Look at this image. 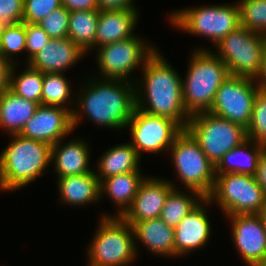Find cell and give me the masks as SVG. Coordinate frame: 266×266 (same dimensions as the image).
I'll return each mask as SVG.
<instances>
[{
  "mask_svg": "<svg viewBox=\"0 0 266 266\" xmlns=\"http://www.w3.org/2000/svg\"><path fill=\"white\" fill-rule=\"evenodd\" d=\"M76 93L72 123L78 128L84 115L97 126L117 131L126 129L135 106V85L121 79H85ZM78 96V97H77Z\"/></svg>",
  "mask_w": 266,
  "mask_h": 266,
  "instance_id": "obj_1",
  "label": "cell"
},
{
  "mask_svg": "<svg viewBox=\"0 0 266 266\" xmlns=\"http://www.w3.org/2000/svg\"><path fill=\"white\" fill-rule=\"evenodd\" d=\"M143 78L135 80V106L148 114L176 121L186 128L190 115L187 113L182 97V76L156 52L141 69ZM138 81V83H137ZM140 83V84H139Z\"/></svg>",
  "mask_w": 266,
  "mask_h": 266,
  "instance_id": "obj_2",
  "label": "cell"
},
{
  "mask_svg": "<svg viewBox=\"0 0 266 266\" xmlns=\"http://www.w3.org/2000/svg\"><path fill=\"white\" fill-rule=\"evenodd\" d=\"M11 142L0 153V191L9 192L28 186L50 172L51 148L48 143L19 134L8 135Z\"/></svg>",
  "mask_w": 266,
  "mask_h": 266,
  "instance_id": "obj_3",
  "label": "cell"
},
{
  "mask_svg": "<svg viewBox=\"0 0 266 266\" xmlns=\"http://www.w3.org/2000/svg\"><path fill=\"white\" fill-rule=\"evenodd\" d=\"M186 77L182 78L183 104L191 116L208 112L220 85L230 76L226 64L209 48L192 51Z\"/></svg>",
  "mask_w": 266,
  "mask_h": 266,
  "instance_id": "obj_4",
  "label": "cell"
},
{
  "mask_svg": "<svg viewBox=\"0 0 266 266\" xmlns=\"http://www.w3.org/2000/svg\"><path fill=\"white\" fill-rule=\"evenodd\" d=\"M89 246L87 266H128L137 254L133 227L122 217L102 213Z\"/></svg>",
  "mask_w": 266,
  "mask_h": 266,
  "instance_id": "obj_5",
  "label": "cell"
},
{
  "mask_svg": "<svg viewBox=\"0 0 266 266\" xmlns=\"http://www.w3.org/2000/svg\"><path fill=\"white\" fill-rule=\"evenodd\" d=\"M230 4H212L173 10L168 16V21L172 27L181 32L184 31L195 37L205 36L215 46L241 25L238 2Z\"/></svg>",
  "mask_w": 266,
  "mask_h": 266,
  "instance_id": "obj_6",
  "label": "cell"
},
{
  "mask_svg": "<svg viewBox=\"0 0 266 266\" xmlns=\"http://www.w3.org/2000/svg\"><path fill=\"white\" fill-rule=\"evenodd\" d=\"M168 152L183 188L198 191L207 198L215 183V165L207 158L198 142L184 129Z\"/></svg>",
  "mask_w": 266,
  "mask_h": 266,
  "instance_id": "obj_7",
  "label": "cell"
},
{
  "mask_svg": "<svg viewBox=\"0 0 266 266\" xmlns=\"http://www.w3.org/2000/svg\"><path fill=\"white\" fill-rule=\"evenodd\" d=\"M211 205L217 204L225 216L259 214L266 196L254 175L226 173L216 174L211 194Z\"/></svg>",
  "mask_w": 266,
  "mask_h": 266,
  "instance_id": "obj_8",
  "label": "cell"
},
{
  "mask_svg": "<svg viewBox=\"0 0 266 266\" xmlns=\"http://www.w3.org/2000/svg\"><path fill=\"white\" fill-rule=\"evenodd\" d=\"M185 129L215 166L228 151L247 140L243 126L209 111L191 115Z\"/></svg>",
  "mask_w": 266,
  "mask_h": 266,
  "instance_id": "obj_9",
  "label": "cell"
},
{
  "mask_svg": "<svg viewBox=\"0 0 266 266\" xmlns=\"http://www.w3.org/2000/svg\"><path fill=\"white\" fill-rule=\"evenodd\" d=\"M266 37L241 25L219 41L214 53L230 75L256 79L262 69ZM217 50V51H216Z\"/></svg>",
  "mask_w": 266,
  "mask_h": 266,
  "instance_id": "obj_10",
  "label": "cell"
},
{
  "mask_svg": "<svg viewBox=\"0 0 266 266\" xmlns=\"http://www.w3.org/2000/svg\"><path fill=\"white\" fill-rule=\"evenodd\" d=\"M141 39L139 35L110 43L96 49L95 61L98 66L96 77L101 79H121L135 83L130 78L136 68L145 62L156 52L157 48ZM100 75V76H99ZM99 76V77H98Z\"/></svg>",
  "mask_w": 266,
  "mask_h": 266,
  "instance_id": "obj_11",
  "label": "cell"
},
{
  "mask_svg": "<svg viewBox=\"0 0 266 266\" xmlns=\"http://www.w3.org/2000/svg\"><path fill=\"white\" fill-rule=\"evenodd\" d=\"M129 128L131 141L142 158L143 153H168L176 137L184 130L176 121L148 114L137 108L126 127Z\"/></svg>",
  "mask_w": 266,
  "mask_h": 266,
  "instance_id": "obj_12",
  "label": "cell"
},
{
  "mask_svg": "<svg viewBox=\"0 0 266 266\" xmlns=\"http://www.w3.org/2000/svg\"><path fill=\"white\" fill-rule=\"evenodd\" d=\"M258 90L256 79L230 75L218 88L209 112L247 129Z\"/></svg>",
  "mask_w": 266,
  "mask_h": 266,
  "instance_id": "obj_13",
  "label": "cell"
},
{
  "mask_svg": "<svg viewBox=\"0 0 266 266\" xmlns=\"http://www.w3.org/2000/svg\"><path fill=\"white\" fill-rule=\"evenodd\" d=\"M231 223L232 242L247 266L266 264V226L259 214L224 216Z\"/></svg>",
  "mask_w": 266,
  "mask_h": 266,
  "instance_id": "obj_14",
  "label": "cell"
},
{
  "mask_svg": "<svg viewBox=\"0 0 266 266\" xmlns=\"http://www.w3.org/2000/svg\"><path fill=\"white\" fill-rule=\"evenodd\" d=\"M72 113L57 106L39 105L19 135L54 145L73 133Z\"/></svg>",
  "mask_w": 266,
  "mask_h": 266,
  "instance_id": "obj_15",
  "label": "cell"
},
{
  "mask_svg": "<svg viewBox=\"0 0 266 266\" xmlns=\"http://www.w3.org/2000/svg\"><path fill=\"white\" fill-rule=\"evenodd\" d=\"M173 180L146 176L132 205L121 216L131 226L139 221L160 218L168 194L176 187Z\"/></svg>",
  "mask_w": 266,
  "mask_h": 266,
  "instance_id": "obj_16",
  "label": "cell"
},
{
  "mask_svg": "<svg viewBox=\"0 0 266 266\" xmlns=\"http://www.w3.org/2000/svg\"><path fill=\"white\" fill-rule=\"evenodd\" d=\"M210 204V200L204 198L174 228L175 258L203 249L209 243L212 222L208 217V208L206 207H209Z\"/></svg>",
  "mask_w": 266,
  "mask_h": 266,
  "instance_id": "obj_17",
  "label": "cell"
},
{
  "mask_svg": "<svg viewBox=\"0 0 266 266\" xmlns=\"http://www.w3.org/2000/svg\"><path fill=\"white\" fill-rule=\"evenodd\" d=\"M86 53L69 38L51 39L28 64L43 73H64Z\"/></svg>",
  "mask_w": 266,
  "mask_h": 266,
  "instance_id": "obj_18",
  "label": "cell"
},
{
  "mask_svg": "<svg viewBox=\"0 0 266 266\" xmlns=\"http://www.w3.org/2000/svg\"><path fill=\"white\" fill-rule=\"evenodd\" d=\"M63 142V143H62ZM91 148L84 139H71L67 143L61 139L52 145L51 164L57 178L85 174L93 171L89 166Z\"/></svg>",
  "mask_w": 266,
  "mask_h": 266,
  "instance_id": "obj_19",
  "label": "cell"
},
{
  "mask_svg": "<svg viewBox=\"0 0 266 266\" xmlns=\"http://www.w3.org/2000/svg\"><path fill=\"white\" fill-rule=\"evenodd\" d=\"M135 246L138 254V245L153 255L175 258L174 228L166 225L160 218L139 221L133 226Z\"/></svg>",
  "mask_w": 266,
  "mask_h": 266,
  "instance_id": "obj_20",
  "label": "cell"
},
{
  "mask_svg": "<svg viewBox=\"0 0 266 266\" xmlns=\"http://www.w3.org/2000/svg\"><path fill=\"white\" fill-rule=\"evenodd\" d=\"M138 10L99 11L95 50L103 45L133 37L139 20Z\"/></svg>",
  "mask_w": 266,
  "mask_h": 266,
  "instance_id": "obj_21",
  "label": "cell"
},
{
  "mask_svg": "<svg viewBox=\"0 0 266 266\" xmlns=\"http://www.w3.org/2000/svg\"><path fill=\"white\" fill-rule=\"evenodd\" d=\"M56 182L61 204L83 207L101 200L100 182L95 170L85 174L60 177Z\"/></svg>",
  "mask_w": 266,
  "mask_h": 266,
  "instance_id": "obj_22",
  "label": "cell"
},
{
  "mask_svg": "<svg viewBox=\"0 0 266 266\" xmlns=\"http://www.w3.org/2000/svg\"><path fill=\"white\" fill-rule=\"evenodd\" d=\"M146 176L141 171H135L111 176L100 182V198L108 196L117 210L114 215L109 214L110 216L121 217L127 211Z\"/></svg>",
  "mask_w": 266,
  "mask_h": 266,
  "instance_id": "obj_23",
  "label": "cell"
},
{
  "mask_svg": "<svg viewBox=\"0 0 266 266\" xmlns=\"http://www.w3.org/2000/svg\"><path fill=\"white\" fill-rule=\"evenodd\" d=\"M135 148L128 142L112 146L99 157L95 173L101 182L105 178L140 171V160Z\"/></svg>",
  "mask_w": 266,
  "mask_h": 266,
  "instance_id": "obj_24",
  "label": "cell"
},
{
  "mask_svg": "<svg viewBox=\"0 0 266 266\" xmlns=\"http://www.w3.org/2000/svg\"><path fill=\"white\" fill-rule=\"evenodd\" d=\"M38 106V103L6 90L0 96V128L8 135L19 134Z\"/></svg>",
  "mask_w": 266,
  "mask_h": 266,
  "instance_id": "obj_25",
  "label": "cell"
},
{
  "mask_svg": "<svg viewBox=\"0 0 266 266\" xmlns=\"http://www.w3.org/2000/svg\"><path fill=\"white\" fill-rule=\"evenodd\" d=\"M263 145L247 139L238 147L228 151L215 166V174L239 173L255 175Z\"/></svg>",
  "mask_w": 266,
  "mask_h": 266,
  "instance_id": "obj_26",
  "label": "cell"
},
{
  "mask_svg": "<svg viewBox=\"0 0 266 266\" xmlns=\"http://www.w3.org/2000/svg\"><path fill=\"white\" fill-rule=\"evenodd\" d=\"M99 10L72 11L68 27V38L87 55L95 51V37Z\"/></svg>",
  "mask_w": 266,
  "mask_h": 266,
  "instance_id": "obj_27",
  "label": "cell"
},
{
  "mask_svg": "<svg viewBox=\"0 0 266 266\" xmlns=\"http://www.w3.org/2000/svg\"><path fill=\"white\" fill-rule=\"evenodd\" d=\"M204 198L198 191L188 189L187 193L177 186L168 194L160 219L166 225L175 228Z\"/></svg>",
  "mask_w": 266,
  "mask_h": 266,
  "instance_id": "obj_28",
  "label": "cell"
},
{
  "mask_svg": "<svg viewBox=\"0 0 266 266\" xmlns=\"http://www.w3.org/2000/svg\"><path fill=\"white\" fill-rule=\"evenodd\" d=\"M16 67H19L17 66V63L13 64L10 74L9 89L21 98H25L42 105L44 73L31 67L28 63H25L26 69H23L21 73H18Z\"/></svg>",
  "mask_w": 266,
  "mask_h": 266,
  "instance_id": "obj_29",
  "label": "cell"
},
{
  "mask_svg": "<svg viewBox=\"0 0 266 266\" xmlns=\"http://www.w3.org/2000/svg\"><path fill=\"white\" fill-rule=\"evenodd\" d=\"M64 75V73H44L42 105L62 107L72 113L74 107L71 103L75 104L76 94L72 92V85Z\"/></svg>",
  "mask_w": 266,
  "mask_h": 266,
  "instance_id": "obj_30",
  "label": "cell"
},
{
  "mask_svg": "<svg viewBox=\"0 0 266 266\" xmlns=\"http://www.w3.org/2000/svg\"><path fill=\"white\" fill-rule=\"evenodd\" d=\"M24 52H26L25 23L20 22L0 28V56L16 64L18 61L13 58Z\"/></svg>",
  "mask_w": 266,
  "mask_h": 266,
  "instance_id": "obj_31",
  "label": "cell"
},
{
  "mask_svg": "<svg viewBox=\"0 0 266 266\" xmlns=\"http://www.w3.org/2000/svg\"><path fill=\"white\" fill-rule=\"evenodd\" d=\"M240 24L266 37V0H238Z\"/></svg>",
  "mask_w": 266,
  "mask_h": 266,
  "instance_id": "obj_32",
  "label": "cell"
},
{
  "mask_svg": "<svg viewBox=\"0 0 266 266\" xmlns=\"http://www.w3.org/2000/svg\"><path fill=\"white\" fill-rule=\"evenodd\" d=\"M247 139L257 144L266 143V91L259 89L254 99L252 118L246 129Z\"/></svg>",
  "mask_w": 266,
  "mask_h": 266,
  "instance_id": "obj_33",
  "label": "cell"
},
{
  "mask_svg": "<svg viewBox=\"0 0 266 266\" xmlns=\"http://www.w3.org/2000/svg\"><path fill=\"white\" fill-rule=\"evenodd\" d=\"M70 11L64 6L51 12L38 25L48 34L51 39L68 38Z\"/></svg>",
  "mask_w": 266,
  "mask_h": 266,
  "instance_id": "obj_34",
  "label": "cell"
},
{
  "mask_svg": "<svg viewBox=\"0 0 266 266\" xmlns=\"http://www.w3.org/2000/svg\"><path fill=\"white\" fill-rule=\"evenodd\" d=\"M60 7L61 0H24L23 23L38 24Z\"/></svg>",
  "mask_w": 266,
  "mask_h": 266,
  "instance_id": "obj_35",
  "label": "cell"
},
{
  "mask_svg": "<svg viewBox=\"0 0 266 266\" xmlns=\"http://www.w3.org/2000/svg\"><path fill=\"white\" fill-rule=\"evenodd\" d=\"M26 33V55L24 61H28L34 57L50 40L48 34L38 25L34 23H25Z\"/></svg>",
  "mask_w": 266,
  "mask_h": 266,
  "instance_id": "obj_36",
  "label": "cell"
},
{
  "mask_svg": "<svg viewBox=\"0 0 266 266\" xmlns=\"http://www.w3.org/2000/svg\"><path fill=\"white\" fill-rule=\"evenodd\" d=\"M24 0H0V28L23 22Z\"/></svg>",
  "mask_w": 266,
  "mask_h": 266,
  "instance_id": "obj_37",
  "label": "cell"
},
{
  "mask_svg": "<svg viewBox=\"0 0 266 266\" xmlns=\"http://www.w3.org/2000/svg\"><path fill=\"white\" fill-rule=\"evenodd\" d=\"M135 1V0H134ZM133 0H96L99 11L106 10H138Z\"/></svg>",
  "mask_w": 266,
  "mask_h": 266,
  "instance_id": "obj_38",
  "label": "cell"
},
{
  "mask_svg": "<svg viewBox=\"0 0 266 266\" xmlns=\"http://www.w3.org/2000/svg\"><path fill=\"white\" fill-rule=\"evenodd\" d=\"M68 11L98 10L96 0H61Z\"/></svg>",
  "mask_w": 266,
  "mask_h": 266,
  "instance_id": "obj_39",
  "label": "cell"
},
{
  "mask_svg": "<svg viewBox=\"0 0 266 266\" xmlns=\"http://www.w3.org/2000/svg\"><path fill=\"white\" fill-rule=\"evenodd\" d=\"M13 64L0 56V96L9 89Z\"/></svg>",
  "mask_w": 266,
  "mask_h": 266,
  "instance_id": "obj_40",
  "label": "cell"
},
{
  "mask_svg": "<svg viewBox=\"0 0 266 266\" xmlns=\"http://www.w3.org/2000/svg\"><path fill=\"white\" fill-rule=\"evenodd\" d=\"M257 183L262 188L264 195L266 196V154L262 153L259 157L257 171L254 175Z\"/></svg>",
  "mask_w": 266,
  "mask_h": 266,
  "instance_id": "obj_41",
  "label": "cell"
},
{
  "mask_svg": "<svg viewBox=\"0 0 266 266\" xmlns=\"http://www.w3.org/2000/svg\"><path fill=\"white\" fill-rule=\"evenodd\" d=\"M256 83L259 89L266 91V44H265V51L263 55L262 69H261L259 76L256 78Z\"/></svg>",
  "mask_w": 266,
  "mask_h": 266,
  "instance_id": "obj_42",
  "label": "cell"
},
{
  "mask_svg": "<svg viewBox=\"0 0 266 266\" xmlns=\"http://www.w3.org/2000/svg\"><path fill=\"white\" fill-rule=\"evenodd\" d=\"M259 216L262 218V221L264 222L266 226V202L264 206L261 208V211L259 212Z\"/></svg>",
  "mask_w": 266,
  "mask_h": 266,
  "instance_id": "obj_43",
  "label": "cell"
},
{
  "mask_svg": "<svg viewBox=\"0 0 266 266\" xmlns=\"http://www.w3.org/2000/svg\"><path fill=\"white\" fill-rule=\"evenodd\" d=\"M263 153L266 154V143L263 144Z\"/></svg>",
  "mask_w": 266,
  "mask_h": 266,
  "instance_id": "obj_44",
  "label": "cell"
}]
</instances>
